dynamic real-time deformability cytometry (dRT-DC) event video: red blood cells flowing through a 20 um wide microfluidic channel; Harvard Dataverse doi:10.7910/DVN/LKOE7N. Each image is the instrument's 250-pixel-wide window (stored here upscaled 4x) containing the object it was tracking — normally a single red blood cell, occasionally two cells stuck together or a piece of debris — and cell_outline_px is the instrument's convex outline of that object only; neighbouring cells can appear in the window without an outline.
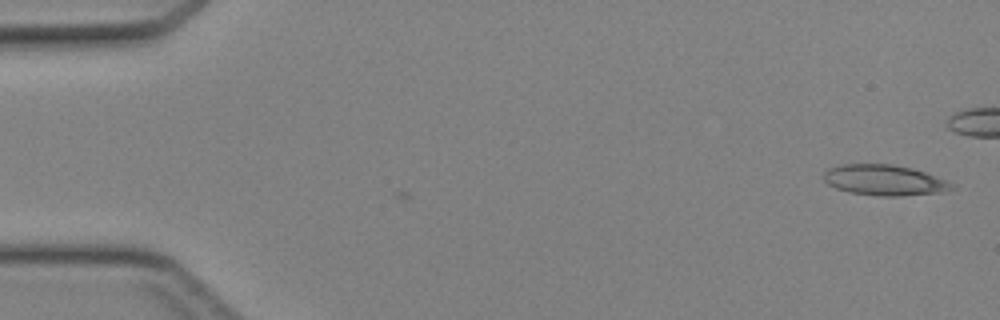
{"species": "Egyptian fruit bat (a non-hibernating species)", "species_latin": "Rousettus aegyptiacus", "temperature_condition": "cold", "stored_images_in_passage": 4, "camera_frame_rate_fps": 3000, "um_per_image_px": 0.085, "animal": {"sex": "female"}, "frame": {"image": 1, "passage_image": 4, "time_ms": 1.0, "image_size_px": [1000, 320], "cell_outline_px": [[956, 188], [940, 192], [900, 196], [880, 196], [852, 192], [836, 188], [828, 184], [824, 180], [824, 172], [828, 168], [840, 164], [892, 164], [912, 168], [948, 180], [956, 184]], "centroid_in_image_um": [75.21, 15.3], "position_along_channel_um": 9.8, "area_um2": 22.89}}